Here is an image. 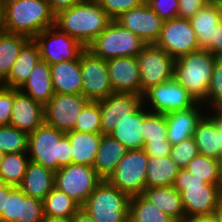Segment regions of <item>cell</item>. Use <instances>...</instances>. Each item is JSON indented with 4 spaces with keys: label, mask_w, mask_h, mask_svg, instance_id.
<instances>
[{
    "label": "cell",
    "mask_w": 222,
    "mask_h": 222,
    "mask_svg": "<svg viewBox=\"0 0 222 222\" xmlns=\"http://www.w3.org/2000/svg\"><path fill=\"white\" fill-rule=\"evenodd\" d=\"M43 219V201L27 196L19 187L9 191L0 222H42Z\"/></svg>",
    "instance_id": "e0dca14e"
},
{
    "label": "cell",
    "mask_w": 222,
    "mask_h": 222,
    "mask_svg": "<svg viewBox=\"0 0 222 222\" xmlns=\"http://www.w3.org/2000/svg\"><path fill=\"white\" fill-rule=\"evenodd\" d=\"M40 60V50L33 38H30L20 49L10 74L1 84L5 87L20 89L30 76L31 71Z\"/></svg>",
    "instance_id": "cb8c5ba5"
},
{
    "label": "cell",
    "mask_w": 222,
    "mask_h": 222,
    "mask_svg": "<svg viewBox=\"0 0 222 222\" xmlns=\"http://www.w3.org/2000/svg\"><path fill=\"white\" fill-rule=\"evenodd\" d=\"M130 196L102 180L80 207L96 222H129Z\"/></svg>",
    "instance_id": "8992f818"
},
{
    "label": "cell",
    "mask_w": 222,
    "mask_h": 222,
    "mask_svg": "<svg viewBox=\"0 0 222 222\" xmlns=\"http://www.w3.org/2000/svg\"><path fill=\"white\" fill-rule=\"evenodd\" d=\"M216 57L206 49H198L175 60L174 78L188 93L203 103L206 99Z\"/></svg>",
    "instance_id": "5b68a950"
},
{
    "label": "cell",
    "mask_w": 222,
    "mask_h": 222,
    "mask_svg": "<svg viewBox=\"0 0 222 222\" xmlns=\"http://www.w3.org/2000/svg\"><path fill=\"white\" fill-rule=\"evenodd\" d=\"M50 66L55 93L82 94L80 60L64 61Z\"/></svg>",
    "instance_id": "83f0119b"
},
{
    "label": "cell",
    "mask_w": 222,
    "mask_h": 222,
    "mask_svg": "<svg viewBox=\"0 0 222 222\" xmlns=\"http://www.w3.org/2000/svg\"><path fill=\"white\" fill-rule=\"evenodd\" d=\"M179 170L170 156L148 157L146 188L173 186Z\"/></svg>",
    "instance_id": "1f68e13d"
},
{
    "label": "cell",
    "mask_w": 222,
    "mask_h": 222,
    "mask_svg": "<svg viewBox=\"0 0 222 222\" xmlns=\"http://www.w3.org/2000/svg\"><path fill=\"white\" fill-rule=\"evenodd\" d=\"M210 0H179L178 17L190 19Z\"/></svg>",
    "instance_id": "bcb514c9"
},
{
    "label": "cell",
    "mask_w": 222,
    "mask_h": 222,
    "mask_svg": "<svg viewBox=\"0 0 222 222\" xmlns=\"http://www.w3.org/2000/svg\"><path fill=\"white\" fill-rule=\"evenodd\" d=\"M27 153H5L0 163V177L13 187H19L23 181L28 163Z\"/></svg>",
    "instance_id": "e575fe53"
},
{
    "label": "cell",
    "mask_w": 222,
    "mask_h": 222,
    "mask_svg": "<svg viewBox=\"0 0 222 222\" xmlns=\"http://www.w3.org/2000/svg\"><path fill=\"white\" fill-rule=\"evenodd\" d=\"M6 31V27H5V20H4V12H3V8L0 4V37L5 34Z\"/></svg>",
    "instance_id": "11a10c76"
},
{
    "label": "cell",
    "mask_w": 222,
    "mask_h": 222,
    "mask_svg": "<svg viewBox=\"0 0 222 222\" xmlns=\"http://www.w3.org/2000/svg\"><path fill=\"white\" fill-rule=\"evenodd\" d=\"M51 10L57 14L59 11L70 8L76 4H79L80 2L84 0H46Z\"/></svg>",
    "instance_id": "681fc988"
},
{
    "label": "cell",
    "mask_w": 222,
    "mask_h": 222,
    "mask_svg": "<svg viewBox=\"0 0 222 222\" xmlns=\"http://www.w3.org/2000/svg\"><path fill=\"white\" fill-rule=\"evenodd\" d=\"M107 15L116 20L121 14L140 7L145 0H97Z\"/></svg>",
    "instance_id": "7bdbcfd3"
},
{
    "label": "cell",
    "mask_w": 222,
    "mask_h": 222,
    "mask_svg": "<svg viewBox=\"0 0 222 222\" xmlns=\"http://www.w3.org/2000/svg\"><path fill=\"white\" fill-rule=\"evenodd\" d=\"M193 138L199 154L219 160L222 154V130L211 113L205 114L198 122Z\"/></svg>",
    "instance_id": "7402d4cb"
},
{
    "label": "cell",
    "mask_w": 222,
    "mask_h": 222,
    "mask_svg": "<svg viewBox=\"0 0 222 222\" xmlns=\"http://www.w3.org/2000/svg\"><path fill=\"white\" fill-rule=\"evenodd\" d=\"M8 195H9V192L7 194L3 195V197H0V216H1L2 210L4 208L5 197H8Z\"/></svg>",
    "instance_id": "680465c9"
},
{
    "label": "cell",
    "mask_w": 222,
    "mask_h": 222,
    "mask_svg": "<svg viewBox=\"0 0 222 222\" xmlns=\"http://www.w3.org/2000/svg\"><path fill=\"white\" fill-rule=\"evenodd\" d=\"M44 216L70 218L80 206L56 187L43 200Z\"/></svg>",
    "instance_id": "d590c367"
},
{
    "label": "cell",
    "mask_w": 222,
    "mask_h": 222,
    "mask_svg": "<svg viewBox=\"0 0 222 222\" xmlns=\"http://www.w3.org/2000/svg\"><path fill=\"white\" fill-rule=\"evenodd\" d=\"M66 136L72 147V163L93 166L102 134H91L72 130L67 132Z\"/></svg>",
    "instance_id": "4dcf8cb0"
},
{
    "label": "cell",
    "mask_w": 222,
    "mask_h": 222,
    "mask_svg": "<svg viewBox=\"0 0 222 222\" xmlns=\"http://www.w3.org/2000/svg\"><path fill=\"white\" fill-rule=\"evenodd\" d=\"M202 104L210 106V110L222 106V58L215 60L206 99Z\"/></svg>",
    "instance_id": "60d3db41"
},
{
    "label": "cell",
    "mask_w": 222,
    "mask_h": 222,
    "mask_svg": "<svg viewBox=\"0 0 222 222\" xmlns=\"http://www.w3.org/2000/svg\"><path fill=\"white\" fill-rule=\"evenodd\" d=\"M141 195L176 222L185 217L181 194L173 186L145 188Z\"/></svg>",
    "instance_id": "f1b7e54d"
},
{
    "label": "cell",
    "mask_w": 222,
    "mask_h": 222,
    "mask_svg": "<svg viewBox=\"0 0 222 222\" xmlns=\"http://www.w3.org/2000/svg\"><path fill=\"white\" fill-rule=\"evenodd\" d=\"M128 150L109 134H102L93 168L102 180H108Z\"/></svg>",
    "instance_id": "d4e9b609"
},
{
    "label": "cell",
    "mask_w": 222,
    "mask_h": 222,
    "mask_svg": "<svg viewBox=\"0 0 222 222\" xmlns=\"http://www.w3.org/2000/svg\"><path fill=\"white\" fill-rule=\"evenodd\" d=\"M44 123V105L34 101L19 89H14L10 125L30 134Z\"/></svg>",
    "instance_id": "ffe728a7"
},
{
    "label": "cell",
    "mask_w": 222,
    "mask_h": 222,
    "mask_svg": "<svg viewBox=\"0 0 222 222\" xmlns=\"http://www.w3.org/2000/svg\"><path fill=\"white\" fill-rule=\"evenodd\" d=\"M145 4L163 21L178 17L179 0H145Z\"/></svg>",
    "instance_id": "ee69618b"
},
{
    "label": "cell",
    "mask_w": 222,
    "mask_h": 222,
    "mask_svg": "<svg viewBox=\"0 0 222 222\" xmlns=\"http://www.w3.org/2000/svg\"><path fill=\"white\" fill-rule=\"evenodd\" d=\"M42 222H71V219L70 218L44 216V219Z\"/></svg>",
    "instance_id": "9f6ffc18"
},
{
    "label": "cell",
    "mask_w": 222,
    "mask_h": 222,
    "mask_svg": "<svg viewBox=\"0 0 222 222\" xmlns=\"http://www.w3.org/2000/svg\"><path fill=\"white\" fill-rule=\"evenodd\" d=\"M5 153H3L2 151H0V163L2 162V160L4 159Z\"/></svg>",
    "instance_id": "94428289"
},
{
    "label": "cell",
    "mask_w": 222,
    "mask_h": 222,
    "mask_svg": "<svg viewBox=\"0 0 222 222\" xmlns=\"http://www.w3.org/2000/svg\"><path fill=\"white\" fill-rule=\"evenodd\" d=\"M155 44L175 60L199 49L190 20L179 17L163 21L161 34Z\"/></svg>",
    "instance_id": "5bb4252c"
},
{
    "label": "cell",
    "mask_w": 222,
    "mask_h": 222,
    "mask_svg": "<svg viewBox=\"0 0 222 222\" xmlns=\"http://www.w3.org/2000/svg\"><path fill=\"white\" fill-rule=\"evenodd\" d=\"M19 90L45 106L55 94L51 66L40 59Z\"/></svg>",
    "instance_id": "603a6c76"
},
{
    "label": "cell",
    "mask_w": 222,
    "mask_h": 222,
    "mask_svg": "<svg viewBox=\"0 0 222 222\" xmlns=\"http://www.w3.org/2000/svg\"><path fill=\"white\" fill-rule=\"evenodd\" d=\"M210 1L217 4L222 3V0H210Z\"/></svg>",
    "instance_id": "6125c7cd"
},
{
    "label": "cell",
    "mask_w": 222,
    "mask_h": 222,
    "mask_svg": "<svg viewBox=\"0 0 222 222\" xmlns=\"http://www.w3.org/2000/svg\"><path fill=\"white\" fill-rule=\"evenodd\" d=\"M129 222H176L141 194L130 197Z\"/></svg>",
    "instance_id": "836d02e7"
},
{
    "label": "cell",
    "mask_w": 222,
    "mask_h": 222,
    "mask_svg": "<svg viewBox=\"0 0 222 222\" xmlns=\"http://www.w3.org/2000/svg\"><path fill=\"white\" fill-rule=\"evenodd\" d=\"M199 49H206L214 40L215 28L222 21L219 4L209 1L190 19Z\"/></svg>",
    "instance_id": "4316f807"
},
{
    "label": "cell",
    "mask_w": 222,
    "mask_h": 222,
    "mask_svg": "<svg viewBox=\"0 0 222 222\" xmlns=\"http://www.w3.org/2000/svg\"><path fill=\"white\" fill-rule=\"evenodd\" d=\"M143 106L127 119L116 122L115 130L110 134L127 150L143 149Z\"/></svg>",
    "instance_id": "f546056e"
},
{
    "label": "cell",
    "mask_w": 222,
    "mask_h": 222,
    "mask_svg": "<svg viewBox=\"0 0 222 222\" xmlns=\"http://www.w3.org/2000/svg\"><path fill=\"white\" fill-rule=\"evenodd\" d=\"M73 131L102 134L99 101H88L76 119Z\"/></svg>",
    "instance_id": "ab89813d"
},
{
    "label": "cell",
    "mask_w": 222,
    "mask_h": 222,
    "mask_svg": "<svg viewBox=\"0 0 222 222\" xmlns=\"http://www.w3.org/2000/svg\"><path fill=\"white\" fill-rule=\"evenodd\" d=\"M102 134H111L116 128V122L127 119L142 106V96L132 93H113L100 100Z\"/></svg>",
    "instance_id": "2e32d148"
},
{
    "label": "cell",
    "mask_w": 222,
    "mask_h": 222,
    "mask_svg": "<svg viewBox=\"0 0 222 222\" xmlns=\"http://www.w3.org/2000/svg\"><path fill=\"white\" fill-rule=\"evenodd\" d=\"M102 181L93 166L71 163L55 171V187L80 207Z\"/></svg>",
    "instance_id": "ba28073f"
},
{
    "label": "cell",
    "mask_w": 222,
    "mask_h": 222,
    "mask_svg": "<svg viewBox=\"0 0 222 222\" xmlns=\"http://www.w3.org/2000/svg\"><path fill=\"white\" fill-rule=\"evenodd\" d=\"M146 43L115 20L87 47L95 56L108 60L119 57H136Z\"/></svg>",
    "instance_id": "52a82bcc"
},
{
    "label": "cell",
    "mask_w": 222,
    "mask_h": 222,
    "mask_svg": "<svg viewBox=\"0 0 222 222\" xmlns=\"http://www.w3.org/2000/svg\"><path fill=\"white\" fill-rule=\"evenodd\" d=\"M193 176L202 179L205 183L220 185L222 176L220 173L219 160L198 154L186 167Z\"/></svg>",
    "instance_id": "8d00e7d4"
},
{
    "label": "cell",
    "mask_w": 222,
    "mask_h": 222,
    "mask_svg": "<svg viewBox=\"0 0 222 222\" xmlns=\"http://www.w3.org/2000/svg\"><path fill=\"white\" fill-rule=\"evenodd\" d=\"M147 107L143 105V138L144 146L147 143L163 142L167 139V122L166 116L163 114L151 113Z\"/></svg>",
    "instance_id": "74e56055"
},
{
    "label": "cell",
    "mask_w": 222,
    "mask_h": 222,
    "mask_svg": "<svg viewBox=\"0 0 222 222\" xmlns=\"http://www.w3.org/2000/svg\"><path fill=\"white\" fill-rule=\"evenodd\" d=\"M179 222H216L214 215L208 216H185Z\"/></svg>",
    "instance_id": "816d5d0a"
},
{
    "label": "cell",
    "mask_w": 222,
    "mask_h": 222,
    "mask_svg": "<svg viewBox=\"0 0 222 222\" xmlns=\"http://www.w3.org/2000/svg\"><path fill=\"white\" fill-rule=\"evenodd\" d=\"M173 187L181 194L185 216L213 215L222 199V187L205 183L180 169Z\"/></svg>",
    "instance_id": "277c9868"
},
{
    "label": "cell",
    "mask_w": 222,
    "mask_h": 222,
    "mask_svg": "<svg viewBox=\"0 0 222 222\" xmlns=\"http://www.w3.org/2000/svg\"><path fill=\"white\" fill-rule=\"evenodd\" d=\"M13 186L8 185L1 177H0V197L7 194Z\"/></svg>",
    "instance_id": "db71d44e"
},
{
    "label": "cell",
    "mask_w": 222,
    "mask_h": 222,
    "mask_svg": "<svg viewBox=\"0 0 222 222\" xmlns=\"http://www.w3.org/2000/svg\"><path fill=\"white\" fill-rule=\"evenodd\" d=\"M114 93H132L141 96L140 69L136 57L106 60Z\"/></svg>",
    "instance_id": "d6986e66"
},
{
    "label": "cell",
    "mask_w": 222,
    "mask_h": 222,
    "mask_svg": "<svg viewBox=\"0 0 222 222\" xmlns=\"http://www.w3.org/2000/svg\"><path fill=\"white\" fill-rule=\"evenodd\" d=\"M171 143L168 140L157 143H147L143 150L146 152L148 157L162 158L170 156Z\"/></svg>",
    "instance_id": "7dc6e473"
},
{
    "label": "cell",
    "mask_w": 222,
    "mask_h": 222,
    "mask_svg": "<svg viewBox=\"0 0 222 222\" xmlns=\"http://www.w3.org/2000/svg\"><path fill=\"white\" fill-rule=\"evenodd\" d=\"M14 103V88L0 85V126L10 125Z\"/></svg>",
    "instance_id": "f6af8a7d"
},
{
    "label": "cell",
    "mask_w": 222,
    "mask_h": 222,
    "mask_svg": "<svg viewBox=\"0 0 222 222\" xmlns=\"http://www.w3.org/2000/svg\"><path fill=\"white\" fill-rule=\"evenodd\" d=\"M30 38L6 32L0 37V85L7 79L20 49Z\"/></svg>",
    "instance_id": "d6a6232c"
},
{
    "label": "cell",
    "mask_w": 222,
    "mask_h": 222,
    "mask_svg": "<svg viewBox=\"0 0 222 222\" xmlns=\"http://www.w3.org/2000/svg\"><path fill=\"white\" fill-rule=\"evenodd\" d=\"M71 222H96L90 215H88L81 208L70 217Z\"/></svg>",
    "instance_id": "f907efd6"
},
{
    "label": "cell",
    "mask_w": 222,
    "mask_h": 222,
    "mask_svg": "<svg viewBox=\"0 0 222 222\" xmlns=\"http://www.w3.org/2000/svg\"><path fill=\"white\" fill-rule=\"evenodd\" d=\"M219 166H220V173H221V176H222V154L219 158Z\"/></svg>",
    "instance_id": "91938a15"
},
{
    "label": "cell",
    "mask_w": 222,
    "mask_h": 222,
    "mask_svg": "<svg viewBox=\"0 0 222 222\" xmlns=\"http://www.w3.org/2000/svg\"><path fill=\"white\" fill-rule=\"evenodd\" d=\"M219 7H220V10H221V18H222V3H219Z\"/></svg>",
    "instance_id": "be15d7a7"
},
{
    "label": "cell",
    "mask_w": 222,
    "mask_h": 222,
    "mask_svg": "<svg viewBox=\"0 0 222 222\" xmlns=\"http://www.w3.org/2000/svg\"><path fill=\"white\" fill-rule=\"evenodd\" d=\"M8 33L29 38L55 25L56 14L46 0H0Z\"/></svg>",
    "instance_id": "7a4b0ae2"
},
{
    "label": "cell",
    "mask_w": 222,
    "mask_h": 222,
    "mask_svg": "<svg viewBox=\"0 0 222 222\" xmlns=\"http://www.w3.org/2000/svg\"><path fill=\"white\" fill-rule=\"evenodd\" d=\"M213 215L216 219V222H222V199L220 200V203Z\"/></svg>",
    "instance_id": "6f0895ef"
},
{
    "label": "cell",
    "mask_w": 222,
    "mask_h": 222,
    "mask_svg": "<svg viewBox=\"0 0 222 222\" xmlns=\"http://www.w3.org/2000/svg\"><path fill=\"white\" fill-rule=\"evenodd\" d=\"M71 148L66 133L46 123L29 134L30 161L54 172L72 163Z\"/></svg>",
    "instance_id": "3957f363"
},
{
    "label": "cell",
    "mask_w": 222,
    "mask_h": 222,
    "mask_svg": "<svg viewBox=\"0 0 222 222\" xmlns=\"http://www.w3.org/2000/svg\"><path fill=\"white\" fill-rule=\"evenodd\" d=\"M148 155L143 149L128 150L108 181L130 197L146 188Z\"/></svg>",
    "instance_id": "30bf717a"
},
{
    "label": "cell",
    "mask_w": 222,
    "mask_h": 222,
    "mask_svg": "<svg viewBox=\"0 0 222 222\" xmlns=\"http://www.w3.org/2000/svg\"><path fill=\"white\" fill-rule=\"evenodd\" d=\"M142 102L144 106L151 105L150 108H147L151 113L163 115L187 110L197 103L175 78L146 89L142 94Z\"/></svg>",
    "instance_id": "9c48e42d"
},
{
    "label": "cell",
    "mask_w": 222,
    "mask_h": 222,
    "mask_svg": "<svg viewBox=\"0 0 222 222\" xmlns=\"http://www.w3.org/2000/svg\"><path fill=\"white\" fill-rule=\"evenodd\" d=\"M82 95L88 101H100L113 94L106 60L95 56L87 48L80 55Z\"/></svg>",
    "instance_id": "4fadbf2b"
},
{
    "label": "cell",
    "mask_w": 222,
    "mask_h": 222,
    "mask_svg": "<svg viewBox=\"0 0 222 222\" xmlns=\"http://www.w3.org/2000/svg\"><path fill=\"white\" fill-rule=\"evenodd\" d=\"M136 58L140 69L141 96L149 87L174 78L175 59L156 44H146Z\"/></svg>",
    "instance_id": "7c38bea8"
},
{
    "label": "cell",
    "mask_w": 222,
    "mask_h": 222,
    "mask_svg": "<svg viewBox=\"0 0 222 222\" xmlns=\"http://www.w3.org/2000/svg\"><path fill=\"white\" fill-rule=\"evenodd\" d=\"M55 187V172L42 165L29 162L19 188L27 195L43 201Z\"/></svg>",
    "instance_id": "484cf974"
},
{
    "label": "cell",
    "mask_w": 222,
    "mask_h": 222,
    "mask_svg": "<svg viewBox=\"0 0 222 222\" xmlns=\"http://www.w3.org/2000/svg\"><path fill=\"white\" fill-rule=\"evenodd\" d=\"M112 19L97 0H84L70 8L59 11L55 26L75 38L85 48L110 24Z\"/></svg>",
    "instance_id": "6da1fadb"
},
{
    "label": "cell",
    "mask_w": 222,
    "mask_h": 222,
    "mask_svg": "<svg viewBox=\"0 0 222 222\" xmlns=\"http://www.w3.org/2000/svg\"><path fill=\"white\" fill-rule=\"evenodd\" d=\"M198 154L199 151L193 137L171 146L170 157L179 169H186Z\"/></svg>",
    "instance_id": "b9f144b4"
},
{
    "label": "cell",
    "mask_w": 222,
    "mask_h": 222,
    "mask_svg": "<svg viewBox=\"0 0 222 222\" xmlns=\"http://www.w3.org/2000/svg\"><path fill=\"white\" fill-rule=\"evenodd\" d=\"M213 109H211L213 111L211 115L217 120V125L222 130V106H219Z\"/></svg>",
    "instance_id": "f5cc1de1"
},
{
    "label": "cell",
    "mask_w": 222,
    "mask_h": 222,
    "mask_svg": "<svg viewBox=\"0 0 222 222\" xmlns=\"http://www.w3.org/2000/svg\"><path fill=\"white\" fill-rule=\"evenodd\" d=\"M146 44H155L161 34L163 20L145 2L138 8L121 14L116 20Z\"/></svg>",
    "instance_id": "ac0fdd59"
},
{
    "label": "cell",
    "mask_w": 222,
    "mask_h": 222,
    "mask_svg": "<svg viewBox=\"0 0 222 222\" xmlns=\"http://www.w3.org/2000/svg\"><path fill=\"white\" fill-rule=\"evenodd\" d=\"M216 58H222V21L215 28L214 40L206 48Z\"/></svg>",
    "instance_id": "c3c4849f"
},
{
    "label": "cell",
    "mask_w": 222,
    "mask_h": 222,
    "mask_svg": "<svg viewBox=\"0 0 222 222\" xmlns=\"http://www.w3.org/2000/svg\"><path fill=\"white\" fill-rule=\"evenodd\" d=\"M200 106L205 107L202 103L197 102L187 110H180L165 115L168 129L167 139L171 145L193 137L198 122L205 115L202 114L204 107L201 108Z\"/></svg>",
    "instance_id": "44dd1931"
},
{
    "label": "cell",
    "mask_w": 222,
    "mask_h": 222,
    "mask_svg": "<svg viewBox=\"0 0 222 222\" xmlns=\"http://www.w3.org/2000/svg\"><path fill=\"white\" fill-rule=\"evenodd\" d=\"M87 102L82 94L55 93L44 106L45 123L61 132H70Z\"/></svg>",
    "instance_id": "9a60e30c"
},
{
    "label": "cell",
    "mask_w": 222,
    "mask_h": 222,
    "mask_svg": "<svg viewBox=\"0 0 222 222\" xmlns=\"http://www.w3.org/2000/svg\"><path fill=\"white\" fill-rule=\"evenodd\" d=\"M33 39L38 44L40 59L49 65L80 60L81 53L86 49L75 38L62 32L55 25L45 29Z\"/></svg>",
    "instance_id": "8fae6325"
},
{
    "label": "cell",
    "mask_w": 222,
    "mask_h": 222,
    "mask_svg": "<svg viewBox=\"0 0 222 222\" xmlns=\"http://www.w3.org/2000/svg\"><path fill=\"white\" fill-rule=\"evenodd\" d=\"M29 134L11 125L0 126V151L3 153H28Z\"/></svg>",
    "instance_id": "f35d334b"
}]
</instances>
